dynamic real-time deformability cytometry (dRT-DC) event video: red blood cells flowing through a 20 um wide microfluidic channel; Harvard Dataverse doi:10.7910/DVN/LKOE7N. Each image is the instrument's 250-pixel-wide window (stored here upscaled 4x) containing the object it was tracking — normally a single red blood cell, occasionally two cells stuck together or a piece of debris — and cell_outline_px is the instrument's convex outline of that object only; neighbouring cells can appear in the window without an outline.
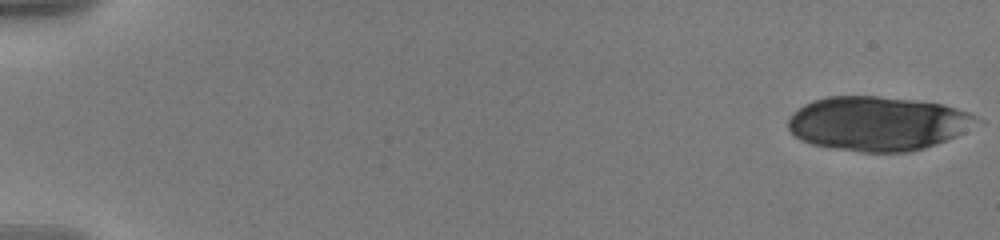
{"species": "human", "species_latin": "Homo sapiens", "temperature_condition": "warm", "stored_images_in_passage": 19, "camera_frame_rate_fps": 3000, "um_per_image_px": 0.085, "donor": {"sex": "male"}, "frame": {"image": 1, "passage_image": 1, "time_ms": 0.0, "image_size_px": [1000, 240], "cell_outline_px": [[976, 116], [956, 136], [936, 144], [924, 148], [908, 152], [860, 152], [828, 148], [812, 144], [800, 140], [788, 128], [788, 120], [792, 112], [804, 104], [812, 100], [828, 96], [876, 96], [916, 100], [944, 104], [968, 112]], "centroid_in_image_um": [74.48, 10.5], "position_along_channel_um": 10.5, "area_um2": 59.13}}
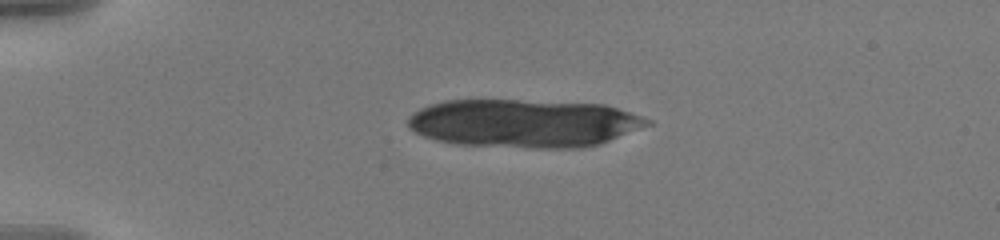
{"frame": {"image": 2, "passage_image": 14, "time_ms": 4.333, "image_size_px": [1000, 240], "cell_outline_px": [[652, 124], [600, 144], [584, 148], [536, 148], [456, 144], [436, 140], [424, 136], [408, 128], [408, 116], [412, 112], [428, 104], [444, 100], [516, 100], [604, 104], [652, 120]], "centroid_in_image_um": [44.5, 10.48], "position_along_channel_um": 40.5, "area_um2": 67.39}}